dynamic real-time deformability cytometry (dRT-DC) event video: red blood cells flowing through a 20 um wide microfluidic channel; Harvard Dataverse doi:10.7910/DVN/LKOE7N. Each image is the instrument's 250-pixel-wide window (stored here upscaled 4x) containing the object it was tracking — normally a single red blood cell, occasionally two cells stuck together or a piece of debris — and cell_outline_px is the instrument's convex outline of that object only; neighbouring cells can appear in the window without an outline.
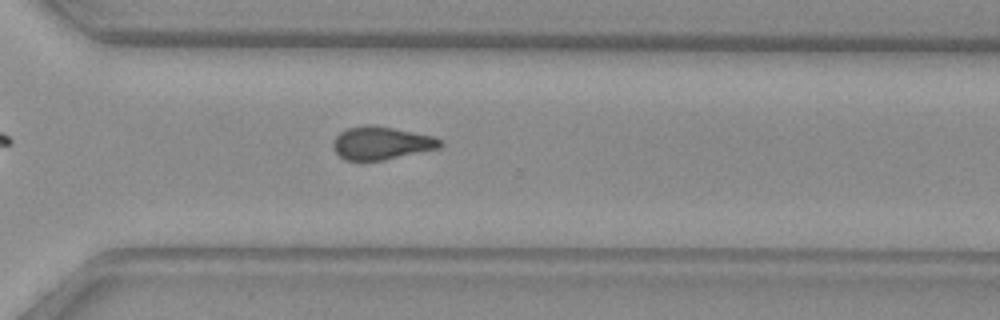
{"species": "common noctule bat (a hibernating species)", "species_latin": "Nyctalus noctula", "temperature_condition": "warm", "stored_images_in_passage": 34, "camera_frame_rate_fps": 3000, "um_per_image_px": 0.085, "animal": {"sex": "female", "body_mass_g": 29.2, "forearm_length_mm": 56.3}, "frame": {"image": 1, "passage_image": 20, "time_ms": 6.333, "image_size_px": [1000, 320], "cell_outline_px": [[444, 144], [440, 148], [384, 160], [344, 160], [332, 148], [332, 140], [340, 132], [348, 128], [372, 124], [432, 136], [440, 140]], "centroid_in_image_um": [32.39, 12.17], "position_along_channel_um": 338.2, "area_um2": 20.46}}
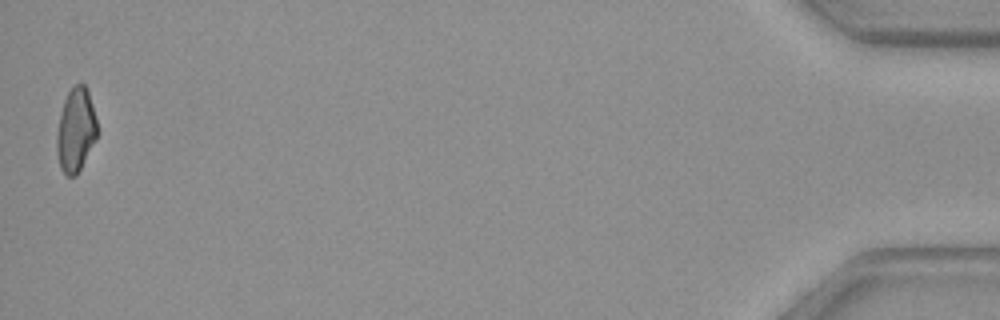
{"frame": {"image": 2, "passage_image": 34, "time_ms": 11.0, "image_size_px": [1000, 320], "cell_outline_px": [[96, 140], [76, 176], [68, 176], [60, 168], [56, 152], [56, 136], [60, 116], [64, 100], [68, 92], [76, 84], [84, 84], [88, 92], [96, 120]], "centroid_in_image_um": [6.42, 11.09], "position_along_channel_um": 428.8, "area_um2": 19.42}}